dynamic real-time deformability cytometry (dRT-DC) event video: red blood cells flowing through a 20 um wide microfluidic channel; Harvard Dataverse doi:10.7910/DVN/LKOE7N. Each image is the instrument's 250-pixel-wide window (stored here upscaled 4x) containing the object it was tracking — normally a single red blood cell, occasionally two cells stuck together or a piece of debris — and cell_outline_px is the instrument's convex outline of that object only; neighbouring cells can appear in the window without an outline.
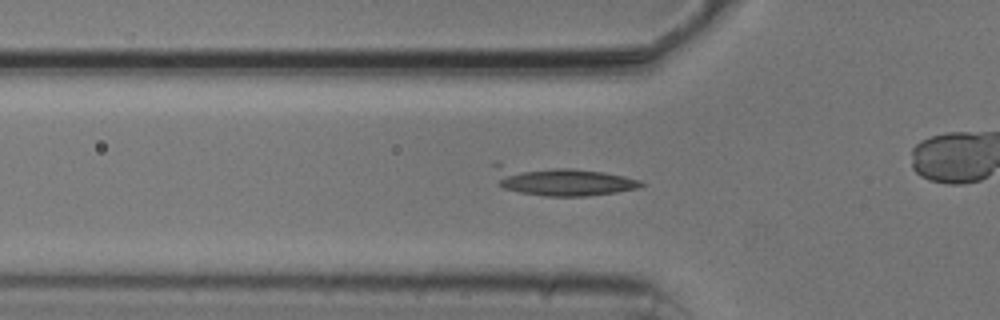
{"species": "common noctule bat (a hibernating species)", "species_latin": "Nyctalus noctula", "temperature_condition": "cold", "stored_images_in_passage": 44, "camera_frame_rate_fps": 3000, "um_per_image_px": 0.085, "animal": {"sex": "male", "body_mass_g": 20.5, "forearm_length_mm": 52.5}, "frame": {"image": 1, "passage_image": 18, "time_ms": 5.667, "image_size_px": [1000, 320], "cell_outline_px": [[648, 184], [640, 188], [616, 192], [588, 196], [544, 196], [520, 192], [504, 188], [500, 184], [492, 164], [496, 160], [500, 160], [572, 168], [604, 172], [624, 176], [640, 180]], "centroid_in_image_um": [47.61, 15.31], "position_along_channel_um": 78.2, "area_um2": 26.13}}
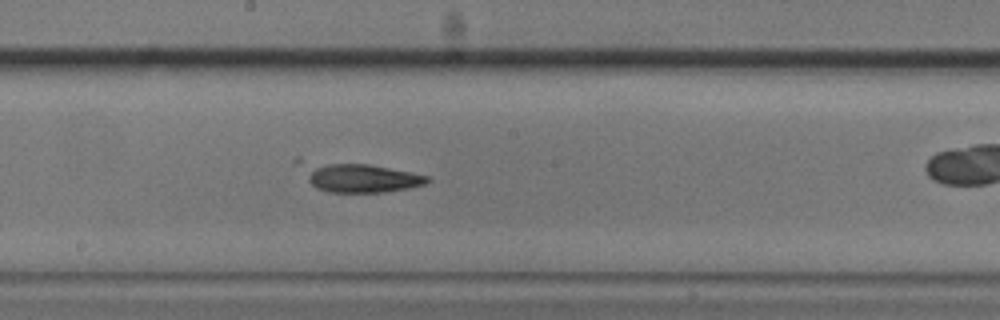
{"frame": {"image": 2, "passage_image": 29, "time_ms": 9.333, "image_size_px": [1000, 320], "cell_outline_px": [[432, 180], [424, 184], [408, 188], [384, 192], [328, 192], [316, 188], [308, 180], [308, 168], [328, 164], [368, 164], [412, 172], [428, 176]], "centroid_in_image_um": [30.84, 15.16], "position_along_channel_um": 217.4, "area_um2": 19.71}}
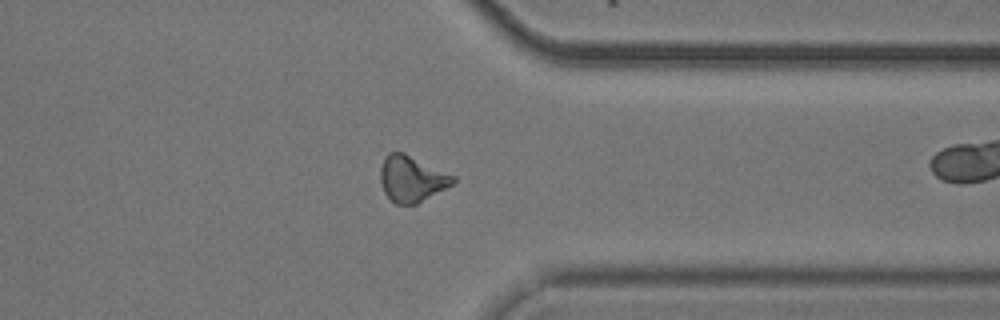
{"frame": {"image": 3, "passage_image": 42, "time_ms": 13.667, "image_size_px": [1000, 320], "cell_outline_px": [[456, 180], [452, 184], [416, 204], [396, 204], [384, 192], [380, 180], [380, 168], [384, 156], [388, 152], [404, 152], [456, 176]], "centroid_in_image_um": [34.98, 15.17], "position_along_channel_um": 376.4, "area_um2": 19.42}}